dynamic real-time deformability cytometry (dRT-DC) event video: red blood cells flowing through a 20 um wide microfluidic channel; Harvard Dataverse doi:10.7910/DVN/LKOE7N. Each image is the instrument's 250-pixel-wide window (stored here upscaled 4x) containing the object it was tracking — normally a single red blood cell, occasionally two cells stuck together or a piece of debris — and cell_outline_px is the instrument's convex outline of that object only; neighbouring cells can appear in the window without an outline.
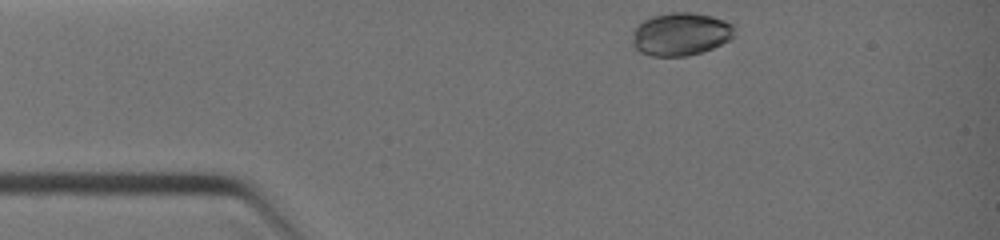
{"species": "common noctule bat (a hibernating species)", "species_latin": "Nyctalus noctula", "temperature_condition": "warm", "stored_images_in_passage": 22, "camera_frame_rate_fps": 3000, "um_per_image_px": 0.085, "animal": {"sex": "female", "body_mass_g": 19.0, "forearm_length_mm": 51.5}, "frame": {"image": 1, "passage_image": 1, "time_ms": 0.0, "image_size_px": [1000, 240], "cell_outline_px": [[736, 24], [732, 36], [728, 40], [712, 48], [688, 56], [652, 56], [640, 52], [632, 44], [632, 32], [644, 20], [652, 16], [672, 12], [692, 12], [712, 16]], "centroid_in_image_um": [57.86, 2.89], "position_along_channel_um": 27.1, "area_um2": 25.55}}
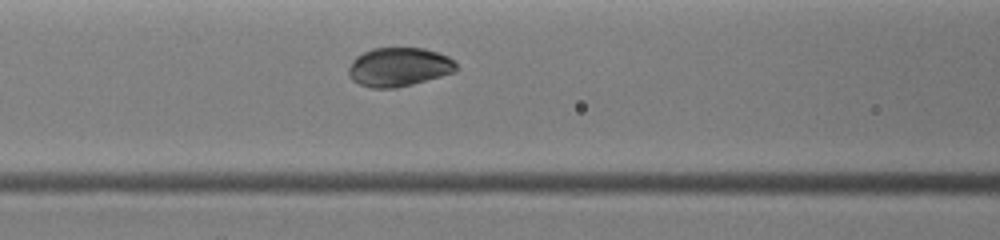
{"frame": {"image": 2, "passage_image": 9, "time_ms": 3.0, "image_size_px": [1000, 240], "cell_outline_px": [[456, 72], [412, 84], [396, 88], [372, 88], [360, 84], [352, 80], [348, 76], [348, 68], [352, 60], [356, 56], [372, 48], [424, 48], [448, 56], [456, 60]], "centroid_in_image_um": [33.9, 5.69], "position_along_channel_um": 132.7, "area_um2": 24.51}}
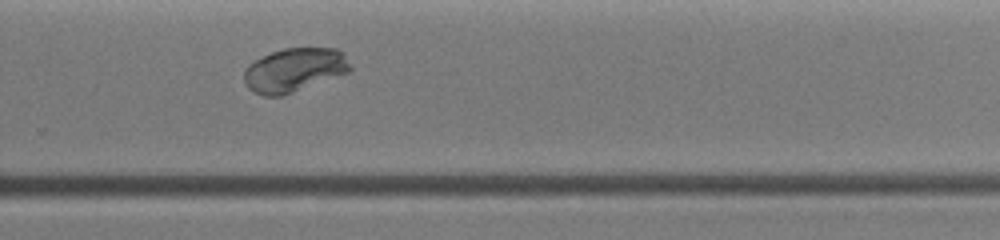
{"frame": {"image": 3, "passage_image": 17, "time_ms": 6.333, "image_size_px": [1000, 240], "cell_outline_px": [[352, 72], [280, 96], [264, 96], [252, 92], [244, 84], [244, 68], [248, 64], [272, 52], [284, 48], [336, 48], [344, 52], [352, 68]], "centroid_in_image_um": [25.03, 5.95], "position_along_channel_um": 304.8, "area_um2": 27.34}}